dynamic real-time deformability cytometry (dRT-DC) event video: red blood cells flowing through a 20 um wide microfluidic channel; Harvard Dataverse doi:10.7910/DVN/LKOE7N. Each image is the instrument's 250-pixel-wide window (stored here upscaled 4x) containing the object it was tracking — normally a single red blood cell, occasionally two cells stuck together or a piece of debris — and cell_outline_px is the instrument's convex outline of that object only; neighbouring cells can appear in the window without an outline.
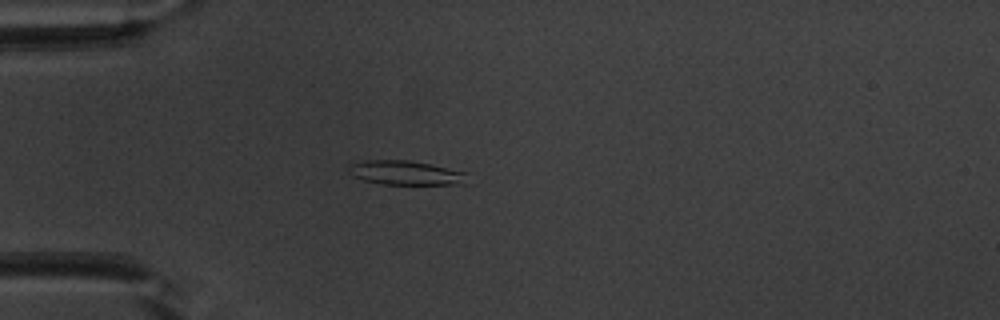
{"species": "common noctule bat (a hibernating species)", "species_latin": "Nyctalus noctula", "temperature_condition": "warm", "stored_images_in_passage": 40, "camera_frame_rate_fps": 3000, "um_per_image_px": 0.085, "animal": {"sex": "male", "body_mass_g": 20.1, "forearm_length_mm": 53.5}, "frame": {"image": 1, "passage_image": 3, "time_ms": 0.667, "image_size_px": [1000, 320], "cell_outline_px": [[468, 184], [380, 184], [364, 180], [352, 176], [348, 172], [348, 168], [352, 164], [364, 160], [408, 160], [468, 172]], "centroid_in_image_um": [34.51, 14.7], "position_along_channel_um": 50.5, "area_um2": 16.82}}
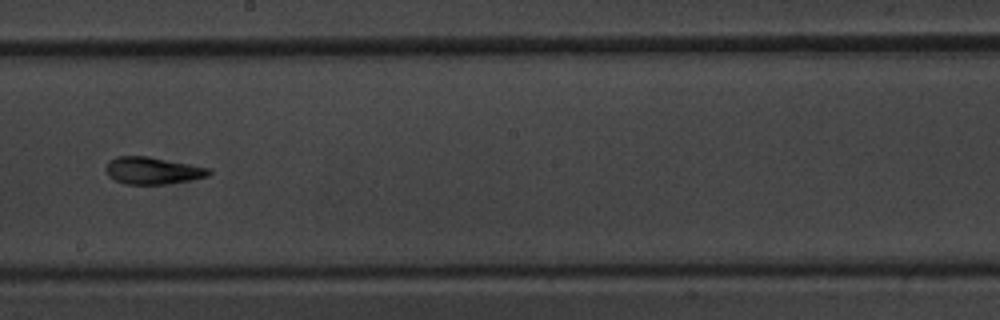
{"frame": {"image": 2, "passage_image": 18, "time_ms": 5.667, "image_size_px": [1000, 320], "cell_outline_px": [[212, 172], [208, 176], [192, 180], [164, 184], [128, 184], [116, 180], [108, 176], [104, 168], [108, 160], [116, 156], [148, 156], [212, 168]], "centroid_in_image_um": [12.98, 14.49], "position_along_channel_um": 235.2, "area_um2": 16.47}}
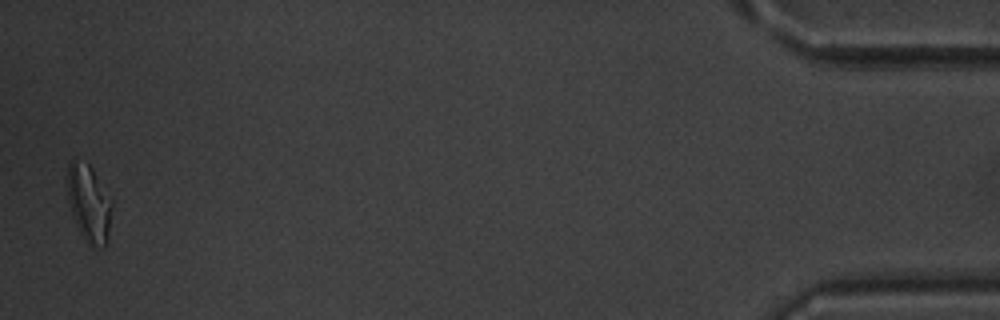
{"frame": {"image": 3, "passage_image": 39, "time_ms": 12.667, "image_size_px": [1000, 320], "cell_outline_px": [[112, 204], [108, 244], [104, 248], [92, 248], [88, 244], [80, 232], [72, 212], [68, 200], [68, 164], [72, 160], [88, 164], [92, 168], [112, 200]], "centroid_in_image_um": [7.6, 17.35], "position_along_channel_um": 427.6, "area_um2": 19.94}, "authors_computed_cell_mechanics": {"area_um2": 16.3863, "velocity_mm_per_s": 3.9657, "shape_relaxation_time_tau1_ms": 6.7094, "shape_relaxation_time_tau2_ms": 2.1401, "deformation_change_tau1": 0.209, "deformation_change_tau2": 0.1002}}